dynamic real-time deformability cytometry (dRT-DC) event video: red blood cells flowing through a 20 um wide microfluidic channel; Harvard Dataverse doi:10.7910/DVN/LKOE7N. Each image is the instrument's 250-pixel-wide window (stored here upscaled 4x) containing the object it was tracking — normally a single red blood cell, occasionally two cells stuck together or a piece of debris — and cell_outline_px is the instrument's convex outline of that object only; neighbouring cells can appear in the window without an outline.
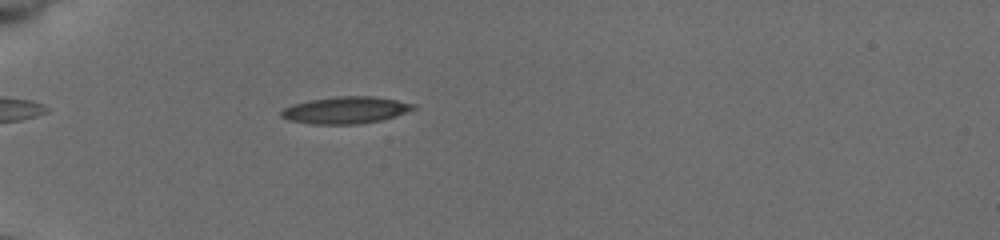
{"species": "common noctule bat (a hibernating species)", "species_latin": "Nyctalus noctula", "temperature_condition": "cold", "stored_images_in_passage": 17, "camera_frame_rate_fps": 3000, "um_per_image_px": 0.085, "animal": {"sex": "female", "body_mass_g": 19.5, "forearm_length_mm": 54.1}, "frame": {"image": 1, "passage_image": 15, "time_ms": 4.667, "image_size_px": [1000, 240], "cell_outline_px": [[416, 108], [396, 116], [380, 120], [360, 124], [312, 124], [288, 120], [280, 116], [280, 112], [284, 108], [292, 104], [308, 100], [336, 96], [376, 96], [416, 104]], "centroid_in_image_um": [29.36, 9.35], "position_along_channel_um": 55.6, "area_um2": 20.87}}
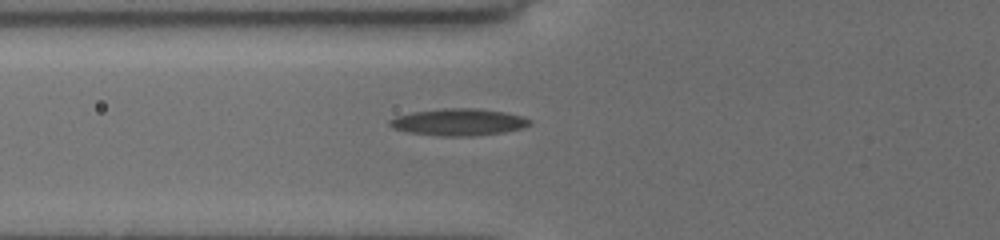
{"frame": {"image": 2, "passage_image": 17, "time_ms": 5.333, "image_size_px": [1000, 240], "cell_outline_px": [[532, 124], [524, 128], [504, 132], [472, 136], [440, 136], [408, 132], [392, 128], [388, 124], [388, 120], [396, 116], [412, 112], [444, 108], [472, 108], [504, 112], [520, 116], [532, 120]], "centroid_in_image_um": [38.97, 10.38], "position_along_channel_um": 86.8, "area_um2": 22.02}}